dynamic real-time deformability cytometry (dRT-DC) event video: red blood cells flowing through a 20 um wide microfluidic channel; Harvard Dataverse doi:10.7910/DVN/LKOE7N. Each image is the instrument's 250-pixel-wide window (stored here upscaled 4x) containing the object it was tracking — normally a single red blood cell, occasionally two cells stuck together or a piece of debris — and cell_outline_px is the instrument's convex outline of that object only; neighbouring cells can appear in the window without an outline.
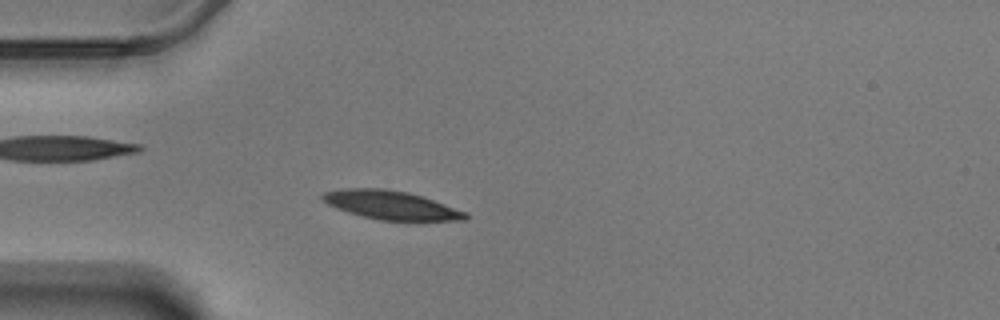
{"species": "Egyptian fruit bat (a non-hibernating species)", "species_latin": "Rousettus aegyptiacus", "temperature_condition": "warm", "stored_images_in_passage": 47, "camera_frame_rate_fps": 3000, "um_per_image_px": 0.085, "animal": {"sex": "male"}, "frame": {"image": 1, "passage_image": 5, "time_ms": 1.333, "image_size_px": [1000, 320], "cell_outline_px": [[468, 220], [380, 220], [348, 212], [336, 208], [320, 200], [320, 196], [324, 192], [344, 188], [384, 188], [408, 192], [468, 212]], "centroid_in_image_um": [33.2, 17.42], "position_along_channel_um": 51.8, "area_um2": 23.7}}
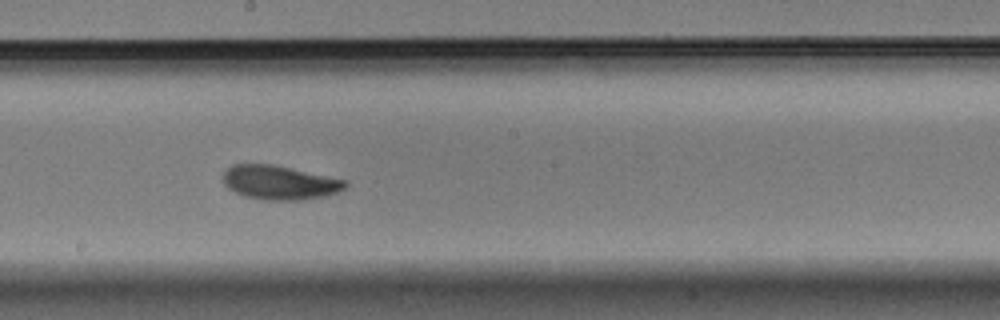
{"frame": {"image": 2, "passage_image": 21, "time_ms": 6.667, "image_size_px": [1000, 320], "cell_outline_px": [[348, 184], [344, 188], [328, 196], [304, 200], [264, 200], [244, 196], [228, 188], [224, 184], [224, 172], [232, 164], [272, 164], [348, 180]], "centroid_in_image_um": [23.79, 15.52], "position_along_channel_um": 224.4, "area_um2": 24.33}}
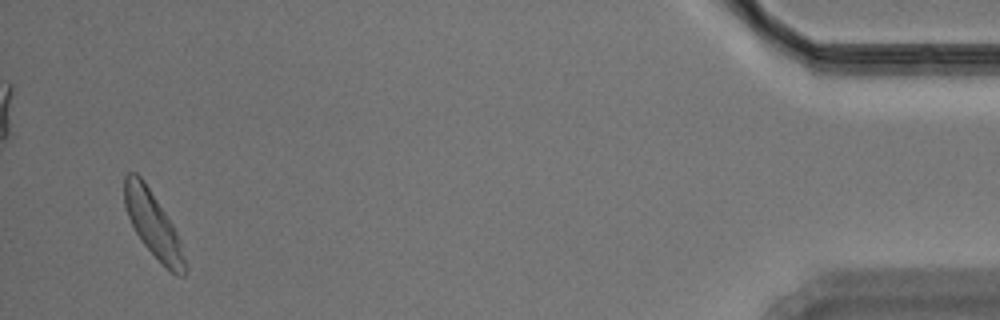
{"frame": {"image": 3, "passage_image": 45, "time_ms": 14.667, "image_size_px": [1000, 320], "cell_outline_px": [[188, 268], [184, 276], [176, 276], [160, 264], [144, 244], [136, 232], [128, 216], [124, 204], [124, 176], [128, 172], [136, 172], [144, 180], [172, 224], [176, 232]], "centroid_in_image_um": [13.01, 19.1], "position_along_channel_um": 422.2, "area_um2": 22.89}, "authors_computed_cell_mechanics": {"area_um2": 23.4668, "velocity_mm_per_s": 3.4382, "shape_relaxation_time_tau1_ms": 2.3678, "shape_relaxation_time_tau2_ms": null, "deformation_change_tau1": 0.1142, "deformation_change_tau2": null}}